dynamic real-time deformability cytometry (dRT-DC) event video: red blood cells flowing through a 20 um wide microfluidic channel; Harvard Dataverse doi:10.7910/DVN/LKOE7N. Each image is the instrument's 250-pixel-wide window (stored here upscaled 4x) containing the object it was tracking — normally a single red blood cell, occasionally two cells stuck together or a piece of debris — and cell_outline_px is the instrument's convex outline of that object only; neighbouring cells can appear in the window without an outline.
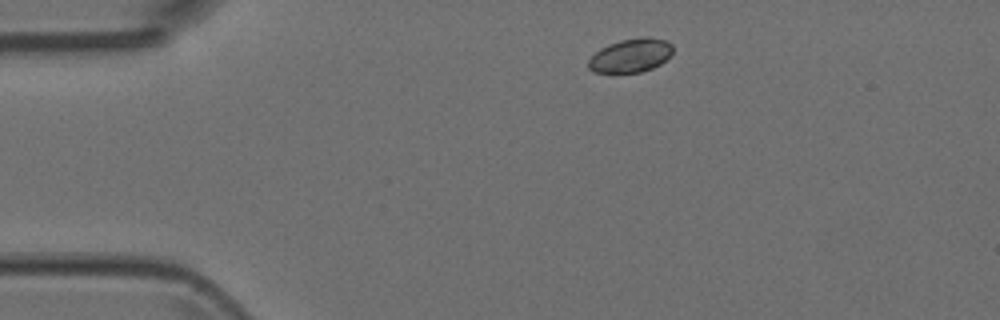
{"species": "Egyptian fruit bat (a non-hibernating species)", "species_latin": "Rousettus aegyptiacus", "temperature_condition": "room temperature", "stored_images_in_passage": 5, "camera_frame_rate_fps": 3000, "um_per_image_px": 0.085, "animal": {"sex": "female"}, "frame": {"image": 1, "passage_image": 1, "time_ms": 0.0, "image_size_px": [1000, 320], "cell_outline_px": [[672, 52], [660, 64], [652, 68], [640, 72], [592, 72], [588, 68], [588, 60], [600, 48], [608, 44], [620, 40], [640, 36], [648, 36], [664, 40], [672, 44]], "centroid_in_image_um": [53.59, 4.7], "position_along_channel_um": 31.4, "area_um2": 16.53}}
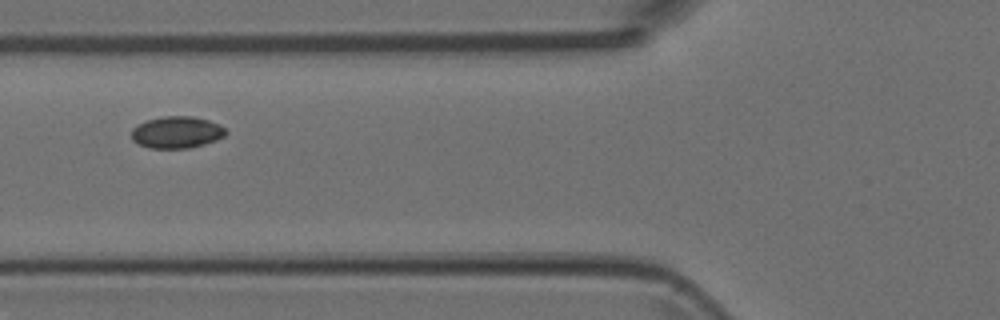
{"frame": {"image": 2, "passage_image": 4, "time_ms": 1.0, "image_size_px": [1000, 320], "cell_outline_px": [[228, 132], [224, 136], [216, 140], [204, 144], [188, 148], [148, 148], [132, 140], [132, 128], [136, 124], [160, 116], [192, 116], [208, 120], [220, 124]], "centroid_in_image_um": [15.02, 11.23], "position_along_channel_um": 110.8, "area_um2": 17.57}}
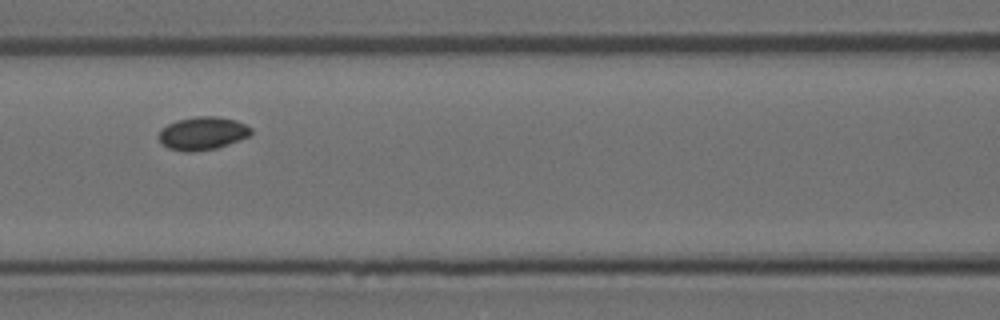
{"frame": {"image": 3, "passage_image": 5, "time_ms": 1.333, "image_size_px": [1000, 320], "cell_outline_px": [[252, 132], [248, 136], [228, 144], [216, 148], [192, 152], [184, 152], [168, 148], [160, 144], [156, 136], [160, 128], [176, 120], [196, 116], [216, 116], [236, 120], [252, 128]], "centroid_in_image_um": [17.14, 11.33], "position_along_channel_um": 149.5, "area_um2": 18.03}}